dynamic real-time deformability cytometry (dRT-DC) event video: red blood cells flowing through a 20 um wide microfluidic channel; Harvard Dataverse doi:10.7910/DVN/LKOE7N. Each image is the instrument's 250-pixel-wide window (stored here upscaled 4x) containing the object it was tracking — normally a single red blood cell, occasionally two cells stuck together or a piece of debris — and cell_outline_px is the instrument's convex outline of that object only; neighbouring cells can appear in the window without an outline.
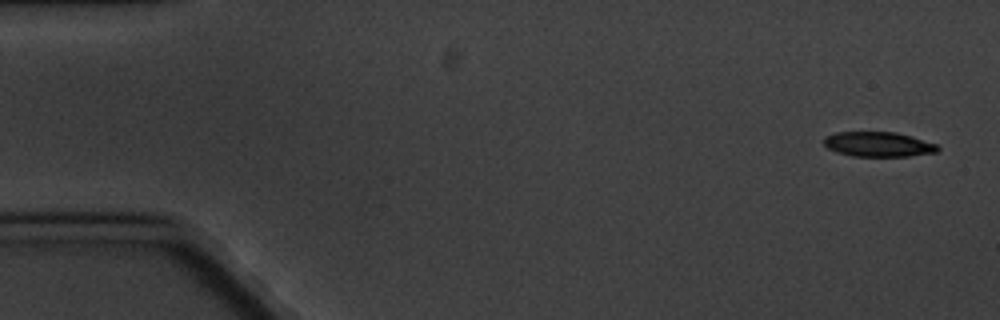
{"species": "common noctule bat (a hibernating species)", "species_latin": "Nyctalus noctula", "temperature_condition": "cold", "stored_images_in_passage": 5, "camera_frame_rate_fps": 3000, "um_per_image_px": 0.085, "animal": {"sex": "male", "body_mass_g": 20.1, "forearm_length_mm": 53.5}, "frame": {"image": 1, "passage_image": 1, "time_ms": 0.0, "image_size_px": [1000, 320], "cell_outline_px": [[940, 148], [936, 152], [908, 156], [852, 156], [836, 152], [828, 148], [824, 144], [824, 136], [836, 132], [896, 132], [912, 136], [936, 144]], "centroid_in_image_um": [74.64, 12.26], "position_along_channel_um": 10.4, "area_um2": 16.47}}
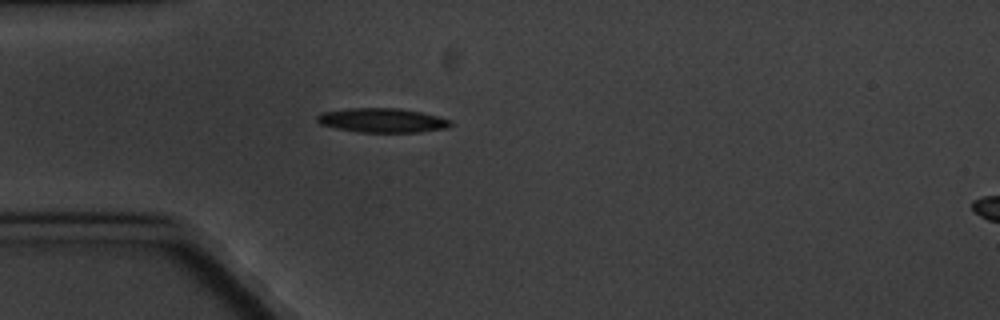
{"frame": {"image": 2, "passage_image": 5, "time_ms": 4.667, "image_size_px": [1000, 320], "cell_outline_px": [[452, 124], [448, 128], [420, 132], [356, 132], [336, 128], [320, 124], [316, 120], [316, 116], [320, 112], [352, 108], [400, 108], [420, 112], [452, 120]], "centroid_in_image_um": [32.48, 10.23], "position_along_channel_um": 52.5, "area_um2": 18.96}}